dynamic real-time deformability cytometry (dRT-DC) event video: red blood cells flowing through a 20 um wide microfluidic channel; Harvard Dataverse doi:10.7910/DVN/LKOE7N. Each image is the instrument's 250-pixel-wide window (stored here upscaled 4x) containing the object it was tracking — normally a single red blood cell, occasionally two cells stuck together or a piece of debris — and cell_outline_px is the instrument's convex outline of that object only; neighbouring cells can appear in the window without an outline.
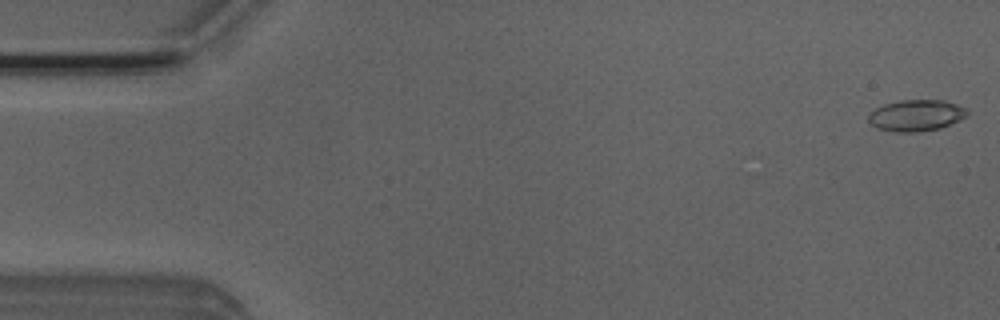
{"species": "Egyptian fruit bat (a non-hibernating species)", "species_latin": "Rousettus aegyptiacus", "temperature_condition": "room temperature", "stored_images_in_passage": 52, "camera_frame_rate_fps": 3000, "um_per_image_px": 0.085, "animal": {"sex": "male"}, "frame": {"image": 1, "passage_image": 1, "time_ms": 0.0, "image_size_px": [1000, 320], "cell_outline_px": [[968, 112], [960, 120], [940, 128], [916, 132], [896, 132], [876, 128], [868, 120], [868, 116], [876, 108], [884, 104], [900, 100], [944, 100], [968, 108]], "centroid_in_image_um": [77.88, 9.81], "position_along_channel_um": 7.1, "area_um2": 17.98}}
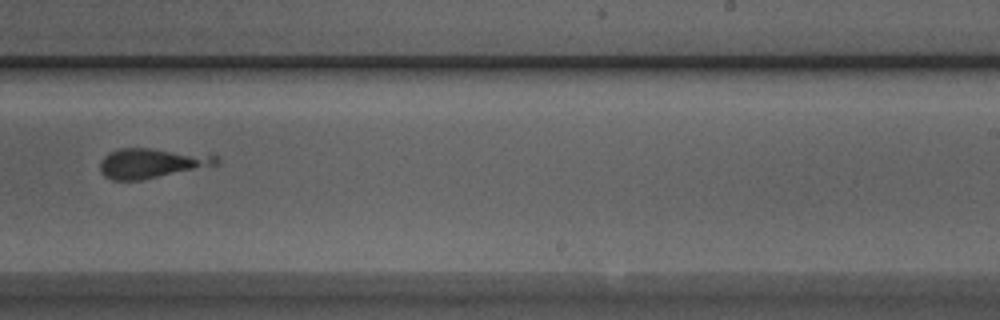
{"frame": {"image": 2, "passage_image": 32, "time_ms": 10.333, "image_size_px": [1000, 320], "cell_outline_px": [[220, 164], [140, 180], [112, 180], [104, 176], [100, 172], [100, 160], [108, 152], [116, 148], [152, 148], [216, 156], [220, 160]], "centroid_in_image_um": [12.81, 13.86], "position_along_channel_um": 276.2, "area_um2": 20.11}}
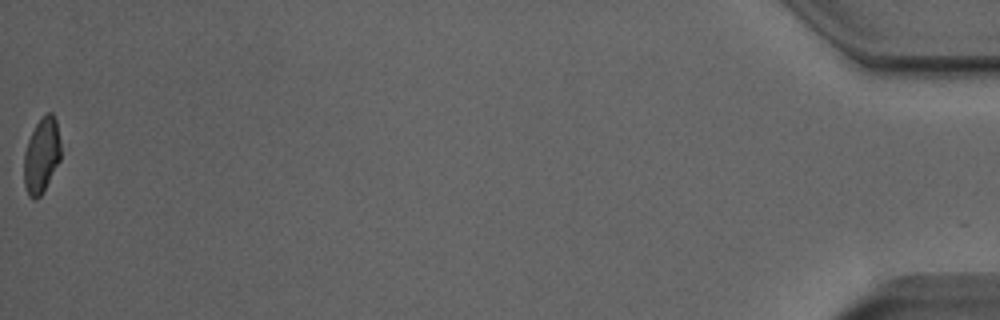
{"frame": {"image": 3, "passage_image": 52, "time_ms": 17.0, "image_size_px": [1000, 320], "cell_outline_px": [[60, 160], [40, 196], [36, 200], [32, 200], [28, 196], [24, 184], [24, 152], [28, 140], [36, 124], [48, 112], [52, 112], [56, 120], [60, 140]], "centroid_in_image_um": [3.52, 13.23], "position_along_channel_um": 431.7, "area_um2": 16.01}}